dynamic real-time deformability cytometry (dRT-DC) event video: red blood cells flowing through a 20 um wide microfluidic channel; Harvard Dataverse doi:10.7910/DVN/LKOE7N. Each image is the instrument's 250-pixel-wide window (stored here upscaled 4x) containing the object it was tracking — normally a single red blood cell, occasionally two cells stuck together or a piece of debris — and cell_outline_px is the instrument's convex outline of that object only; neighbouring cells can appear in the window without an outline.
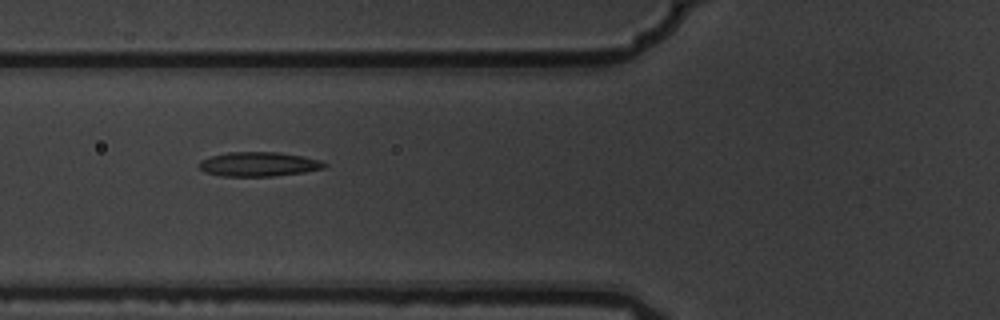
{"species": "common noctule bat (a hibernating species)", "species_latin": "Nyctalus noctula", "temperature_condition": "warm", "stored_images_in_passage": 4, "camera_frame_rate_fps": 3000, "um_per_image_px": 0.085, "animal": {"sex": "male", "body_mass_g": 19.5, "forearm_length_mm": 54.6}, "frame": {"image": 1, "passage_image": 3, "time_ms": 0.667, "image_size_px": [1000, 320], "cell_outline_px": [[328, 164], [324, 168], [304, 172], [272, 176], [220, 176], [204, 172], [196, 164], [200, 160], [212, 156], [228, 152], [280, 152], [304, 156], [320, 160]], "centroid_in_image_um": [21.97, 13.95], "position_along_channel_um": 103.8, "area_um2": 17.92}}
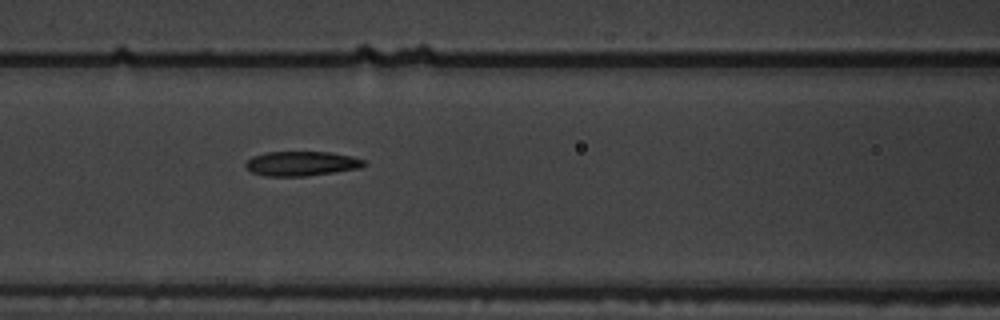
{"frame": {"image": 2, "passage_image": 4, "time_ms": 1.0, "image_size_px": [1000, 320], "cell_outline_px": [[368, 164], [360, 168], [304, 176], [264, 176], [252, 172], [244, 164], [252, 156], [268, 152], [332, 152], [352, 156], [364, 160]], "centroid_in_image_um": [25.64, 13.9], "position_along_channel_um": 141.0, "area_um2": 16.88}}